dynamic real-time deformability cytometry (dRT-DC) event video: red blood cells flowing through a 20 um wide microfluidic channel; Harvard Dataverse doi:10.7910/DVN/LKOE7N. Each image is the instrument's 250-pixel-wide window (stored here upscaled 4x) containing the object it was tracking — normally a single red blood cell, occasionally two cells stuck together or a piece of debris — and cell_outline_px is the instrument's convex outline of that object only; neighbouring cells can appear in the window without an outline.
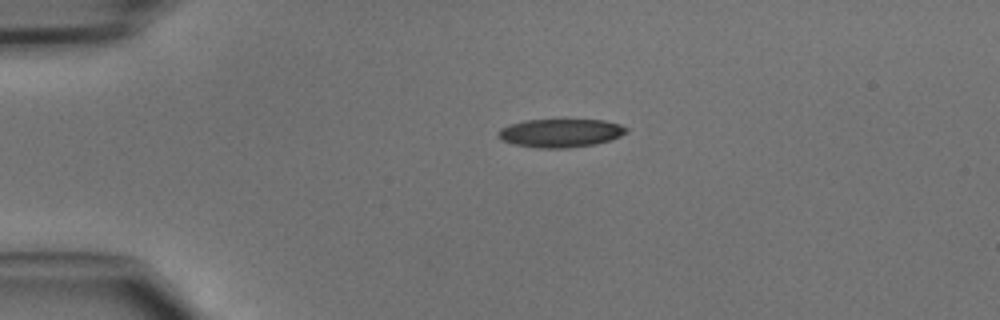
{"species": "common noctule bat (a hibernating species)", "species_latin": "Nyctalus noctula", "temperature_condition": "cold", "stored_images_in_passage": 37, "camera_frame_rate_fps": 3000, "um_per_image_px": 0.085, "animal": {"sex": "male", "body_mass_g": 15.6}, "frame": {"image": 1, "passage_image": 1, "time_ms": 0.0, "image_size_px": [1000, 320], "cell_outline_px": [[628, 132], [612, 140], [596, 144], [568, 148], [536, 148], [512, 144], [500, 140], [496, 136], [496, 132], [500, 128], [508, 124], [524, 120], [604, 120], [620, 124], [628, 128]], "centroid_in_image_um": [47.6, 11.31], "position_along_channel_um": 37.4, "area_um2": 21.62}}
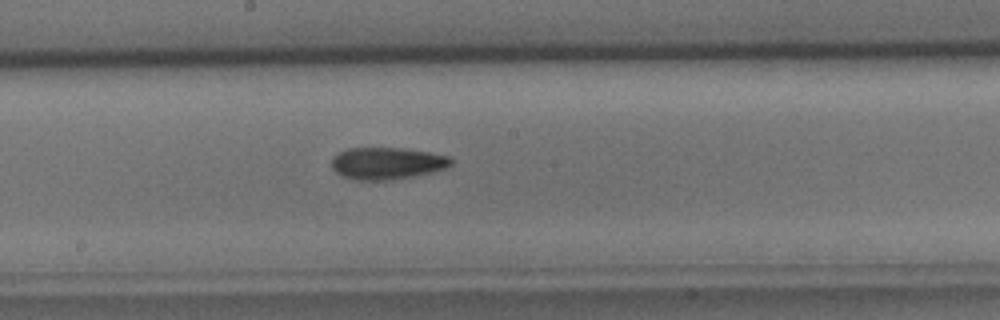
{"frame": {"image": 2, "passage_image": 16, "time_ms": 5.0, "image_size_px": [1000, 320], "cell_outline_px": [[452, 164], [444, 168], [412, 176], [388, 180], [356, 180], [340, 176], [332, 168], [332, 156], [348, 148], [408, 148], [452, 156]], "centroid_in_image_um": [32.88, 13.87], "position_along_channel_um": 215.3, "area_um2": 22.31}}
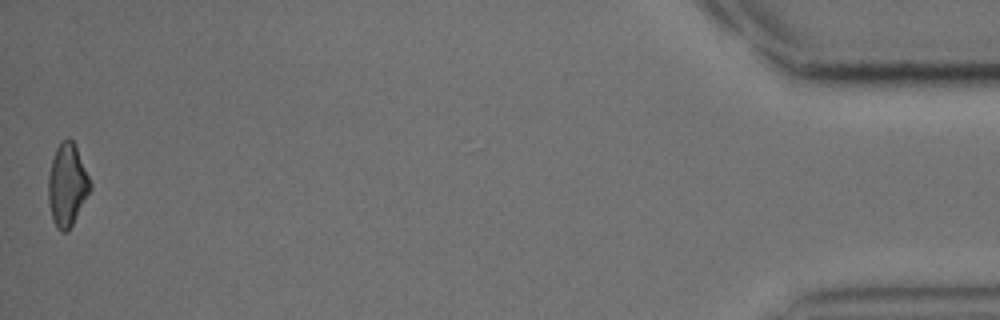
{"frame": {"image": 3, "passage_image": 37, "time_ms": 12.0, "image_size_px": [1000, 320], "cell_outline_px": [[92, 188], [68, 232], [60, 232], [56, 228], [52, 220], [48, 204], [48, 176], [52, 160], [56, 148], [60, 140], [68, 136], [76, 144], [92, 184]], "centroid_in_image_um": [5.71, 15.71], "position_along_channel_um": 429.5, "area_um2": 20.58}}